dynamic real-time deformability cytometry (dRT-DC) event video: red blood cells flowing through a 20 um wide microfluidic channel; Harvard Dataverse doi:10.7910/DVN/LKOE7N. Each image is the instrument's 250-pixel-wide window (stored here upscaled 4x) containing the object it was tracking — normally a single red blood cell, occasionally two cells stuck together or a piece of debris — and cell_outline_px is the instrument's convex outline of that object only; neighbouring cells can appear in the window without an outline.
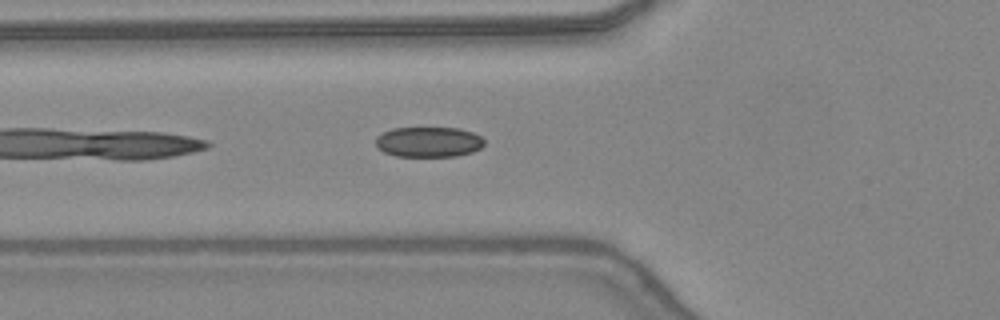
{"species": "common noctule bat (a hibernating species)", "species_latin": "Nyctalus noctula", "temperature_condition": "warm", "stored_images_in_passage": 21, "camera_frame_rate_fps": 3000, "um_per_image_px": 0.085, "animal": {"sex": "female", "body_mass_g": 24.6, "forearm_length_mm": 56.2}, "frame": {"image": 1, "passage_image": 4, "time_ms": 1.0, "image_size_px": [1000, 320], "cell_outline_px": [[484, 144], [480, 148], [472, 152], [456, 156], [396, 156], [384, 152], [376, 144], [376, 136], [392, 128], [460, 128], [472, 132], [480, 136], [484, 140]], "centroid_in_image_um": [36.44, 12.06], "position_along_channel_um": 89.4, "area_um2": 19.07}}